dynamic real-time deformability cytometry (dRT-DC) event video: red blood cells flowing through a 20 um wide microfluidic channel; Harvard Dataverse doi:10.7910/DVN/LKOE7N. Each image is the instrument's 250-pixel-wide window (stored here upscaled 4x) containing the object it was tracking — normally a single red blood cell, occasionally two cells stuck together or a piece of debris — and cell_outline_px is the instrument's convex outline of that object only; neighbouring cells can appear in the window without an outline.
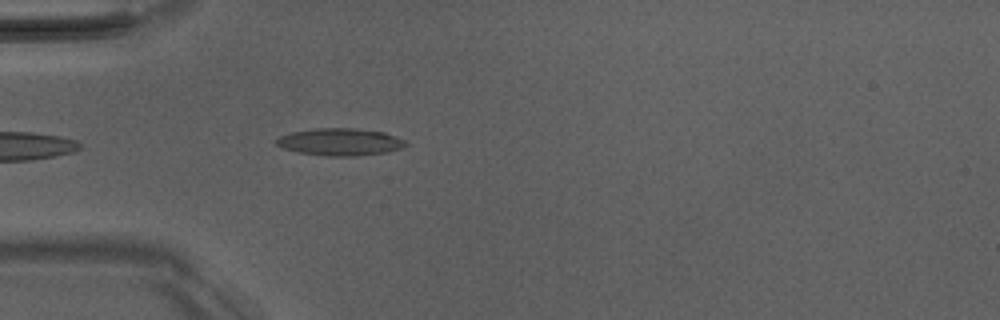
{"species": "Egyptian fruit bat (a non-hibernating species)", "species_latin": "Rousettus aegyptiacus", "temperature_condition": "room temperature", "stored_images_in_passage": 6, "camera_frame_rate_fps": 3000, "um_per_image_px": 0.085, "animal": {"sex": "male"}, "frame": {"image": 1, "passage_image": 3, "time_ms": 0.667, "image_size_px": [1000, 320], "cell_outline_px": [[408, 144], [400, 148], [388, 152], [356, 156], [328, 156], [296, 152], [284, 148], [276, 144], [276, 140], [280, 136], [292, 132], [316, 128], [356, 128], [384, 132], [404, 140]], "centroid_in_image_um": [28.91, 12.06], "position_along_channel_um": 56.1, "area_um2": 20.46}}